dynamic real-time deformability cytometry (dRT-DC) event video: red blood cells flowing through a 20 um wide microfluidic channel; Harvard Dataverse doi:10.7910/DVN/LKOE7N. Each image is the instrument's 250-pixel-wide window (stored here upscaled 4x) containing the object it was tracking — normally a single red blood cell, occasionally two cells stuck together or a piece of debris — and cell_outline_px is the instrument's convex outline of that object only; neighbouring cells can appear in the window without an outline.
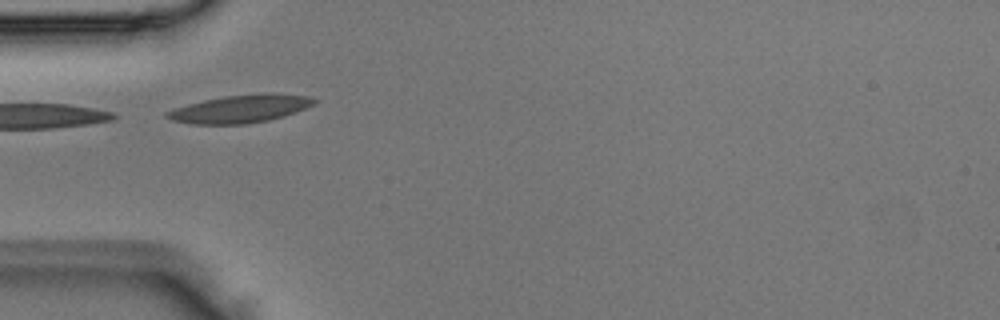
{"species": "Egyptian fruit bat (a non-hibernating species)", "species_latin": "Rousettus aegyptiacus", "temperature_condition": "room temperature", "stored_images_in_passage": 2, "camera_frame_rate_fps": 3000, "um_per_image_px": 0.085, "animal": {"sex": "male"}, "frame": {"image": 1, "passage_image": 2, "time_ms": 0.333, "image_size_px": [1000, 320], "cell_outline_px": [[316, 100], [312, 104], [296, 112], [284, 116], [268, 120], [244, 124], [192, 124], [172, 120], [164, 116], [164, 112], [188, 104], [204, 100], [228, 96], [308, 96]], "centroid_in_image_um": [20.28, 9.31], "position_along_channel_um": 64.7, "area_um2": 22.48}}